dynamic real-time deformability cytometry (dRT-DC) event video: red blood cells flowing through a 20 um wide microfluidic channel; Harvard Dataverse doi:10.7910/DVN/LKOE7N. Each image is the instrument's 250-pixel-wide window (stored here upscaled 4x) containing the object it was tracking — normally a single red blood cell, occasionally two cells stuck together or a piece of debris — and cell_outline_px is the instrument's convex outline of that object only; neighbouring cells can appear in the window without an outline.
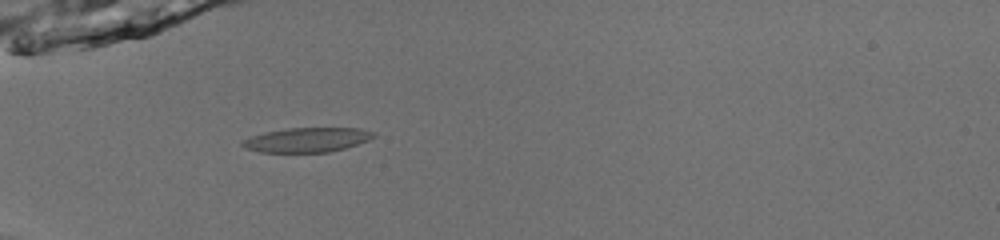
{"species": "common noctule bat (a hibernating species)", "species_latin": "Nyctalus noctula", "temperature_condition": "room temperature", "stored_images_in_passage": 35, "camera_frame_rate_fps": 3000, "um_per_image_px": 0.085, "animal": {"sex": "male", "body_mass_g": 13.0, "forearm_length_mm": 53.1}, "frame": {"image": 1, "passage_image": 1, "time_ms": 0.0, "image_size_px": [1000, 240], "cell_outline_px": [[376, 136], [368, 140], [344, 148], [328, 152], [260, 152], [244, 148], [240, 144], [240, 140], [264, 132], [288, 128], [360, 128], [376, 132]], "centroid_in_image_um": [26.07, 11.88], "position_along_channel_um": 58.9, "area_um2": 18.79}}
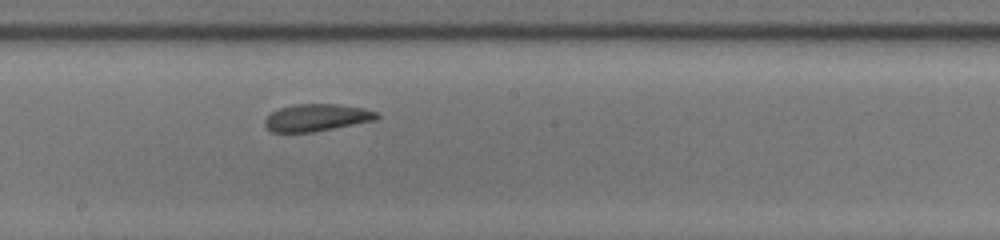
{"frame": {"image": 2, "passage_image": 14, "time_ms": 4.333, "image_size_px": [1000, 240], "cell_outline_px": [[380, 116], [376, 120], [312, 132], [272, 132], [264, 124], [264, 120], [272, 112], [280, 108], [296, 104], [336, 104], [364, 108], [376, 112]], "centroid_in_image_um": [26.92, 9.99], "position_along_channel_um": 221.3, "area_um2": 17.57}}
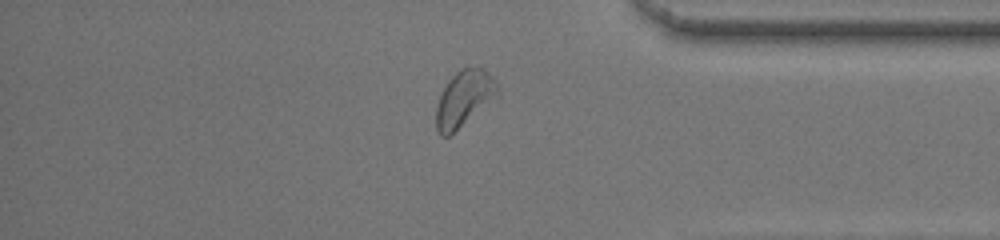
{"frame": {"image": 3, "passage_image": 28, "time_ms": 9.0, "image_size_px": [1000, 240], "cell_outline_px": [[500, 96], [448, 136], [440, 136], [436, 132], [436, 108], [440, 96], [448, 80], [460, 68], [468, 64], [484, 68], [496, 80], [500, 92]], "centroid_in_image_um": [39.49, 8.33], "position_along_channel_um": 395.7, "area_um2": 20.52}, "authors_computed_cell_mechanics": {"area_um2": 18.5538, "velocity_mm_per_s": 3.9637, "shape_relaxation_time_tau1_ms": 3.4807, "shape_relaxation_time_tau2_ms": 1.5716, "deformation_change_tau1": 0.1046, "deformation_change_tau2": 0.0614}}